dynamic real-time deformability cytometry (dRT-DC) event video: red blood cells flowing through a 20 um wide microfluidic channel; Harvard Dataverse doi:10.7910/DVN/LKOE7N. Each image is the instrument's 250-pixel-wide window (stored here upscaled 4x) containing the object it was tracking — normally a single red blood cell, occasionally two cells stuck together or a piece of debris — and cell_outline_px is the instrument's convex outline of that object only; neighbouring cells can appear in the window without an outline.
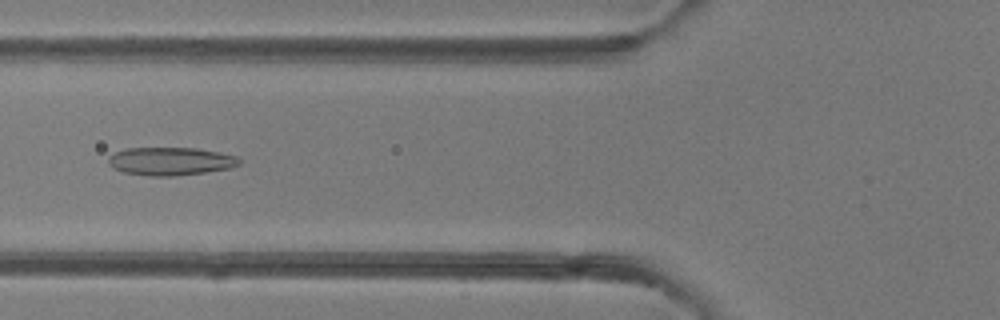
{"species": "common noctule bat (a hibernating species)", "species_latin": "Nyctalus noctula", "temperature_condition": "room temperature", "stored_images_in_passage": 49, "camera_frame_rate_fps": 3000, "um_per_image_px": 0.085, "animal": {"sex": "female"}, "frame": {"image": 1, "passage_image": 19, "time_ms": 6.0, "image_size_px": [1000, 320], "cell_outline_px": [[240, 164], [232, 168], [176, 176], [148, 176], [124, 172], [112, 168], [108, 164], [108, 156], [116, 152], [128, 148], [196, 148], [236, 156], [240, 160]], "centroid_in_image_um": [14.47, 13.71], "position_along_channel_um": 111.3, "area_um2": 21.39}}
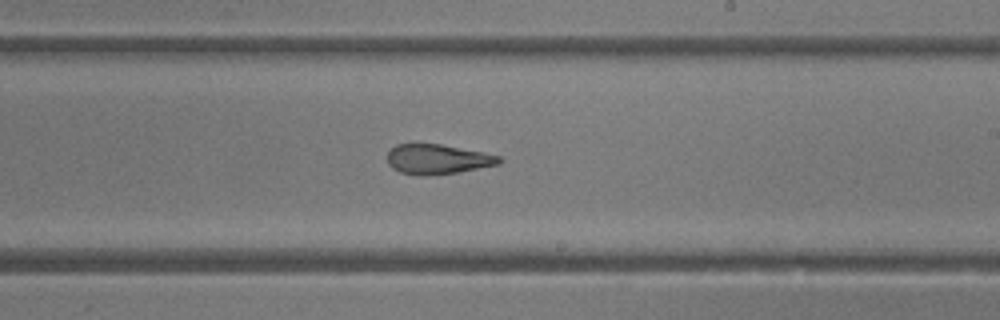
{"frame": {"image": 2, "passage_image": 29, "time_ms": 9.333, "image_size_px": [1000, 320], "cell_outline_px": [[504, 160], [500, 164], [460, 172], [416, 176], [400, 172], [392, 168], [388, 164], [388, 152], [396, 144], [416, 140], [440, 144], [484, 152], [500, 156]], "centroid_in_image_um": [37.16, 13.49], "position_along_channel_um": 251.8, "area_um2": 20.17}}
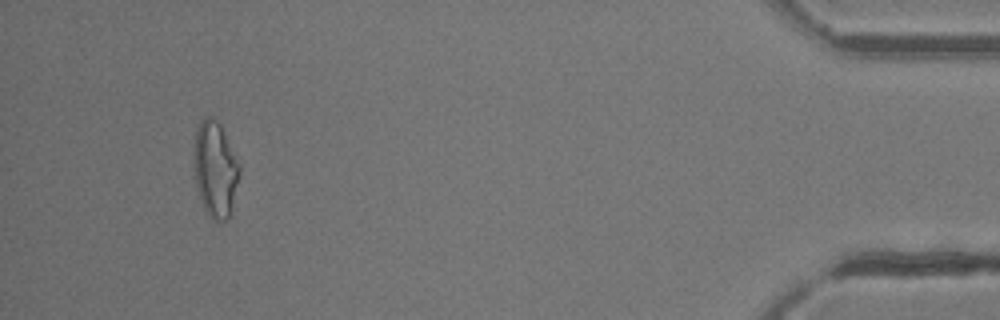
{"frame": {"image": 3, "passage_image": 46, "time_ms": 15.0, "image_size_px": [1000, 320], "cell_outline_px": [[240, 176], [228, 220], [212, 220], [208, 216], [204, 208], [196, 184], [192, 156], [192, 152], [196, 128], [200, 120], [204, 116], [212, 116], [220, 124], [240, 164]], "centroid_in_image_um": [18.27, 14.34], "position_along_channel_um": 416.9, "area_um2": 25.78}, "authors_computed_cell_mechanics": {"area_um2": 22.9466, "velocity_mm_per_s": 4.2053, "shape_relaxation_time_tau1_ms": null, "shape_relaxation_time_tau2_ms": 2.0032, "deformation_change_tau1": null, "deformation_change_tau2": 0.1033}}